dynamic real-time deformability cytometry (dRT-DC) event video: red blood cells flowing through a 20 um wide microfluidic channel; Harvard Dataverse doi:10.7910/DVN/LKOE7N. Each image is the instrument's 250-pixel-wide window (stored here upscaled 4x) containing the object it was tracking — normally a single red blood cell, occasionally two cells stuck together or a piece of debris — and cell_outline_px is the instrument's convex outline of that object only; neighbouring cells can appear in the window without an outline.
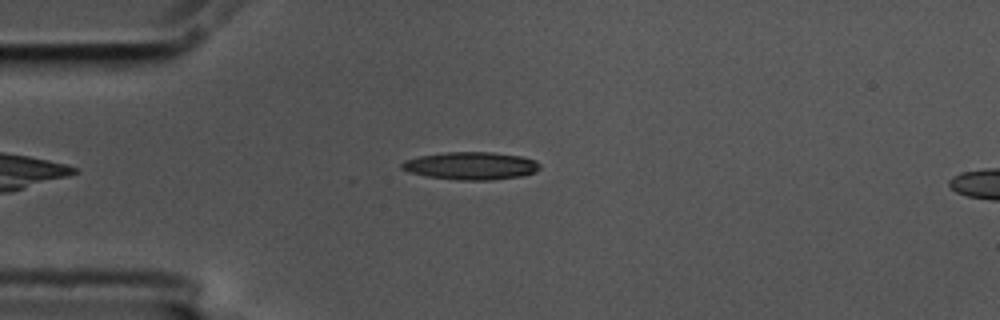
{"species": "common noctule bat (a hibernating species)", "species_latin": "Nyctalus noctula", "temperature_condition": "cold", "stored_images_in_passage": 47, "camera_frame_rate_fps": 3000, "um_per_image_px": 0.085, "animal": {"sex": "male", "body_mass_g": 17.5, "forearm_length_mm": 52.3}, "frame": {"image": 1, "passage_image": 4, "time_ms": 1.0, "image_size_px": [1000, 320], "cell_outline_px": [[540, 168], [536, 172], [520, 176], [492, 180], [460, 180], [428, 176], [408, 172], [400, 168], [400, 164], [404, 160], [420, 156], [448, 152], [492, 152], [520, 156], [536, 160], [540, 164]], "centroid_in_image_um": [40.03, 14.09], "position_along_channel_um": 45.0, "area_um2": 22.25}}
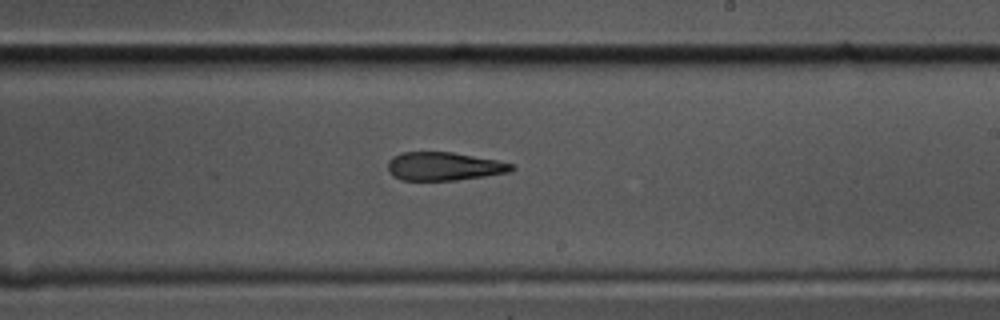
{"frame": {"image": 2, "passage_image": 23, "time_ms": 7.333, "image_size_px": [1000, 320], "cell_outline_px": [[516, 168], [508, 172], [484, 176], [456, 180], [400, 180], [392, 176], [388, 172], [388, 160], [392, 156], [400, 152], [452, 152], [496, 160], [516, 164]], "centroid_in_image_um": [37.71, 14.13], "position_along_channel_um": 251.3, "area_um2": 20.58}}
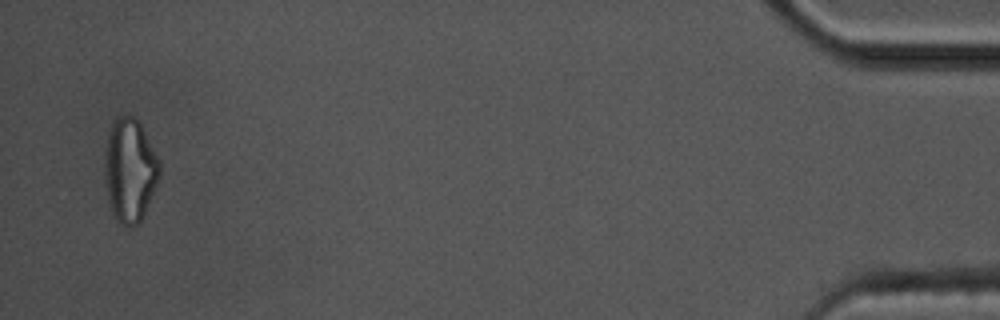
{"frame": {"image": 3, "passage_image": 45, "time_ms": 14.667, "image_size_px": [1000, 320], "cell_outline_px": [[160, 176], [156, 188], [144, 216], [140, 224], [128, 228], [120, 224], [112, 216], [108, 200], [104, 180], [104, 156], [108, 132], [112, 120], [116, 116], [128, 112], [136, 116], [160, 164]], "centroid_in_image_um": [11.0, 14.48], "position_along_channel_um": 424.2, "area_um2": 34.04}, "authors_computed_cell_mechanics": {"area_um2": 22.1952, "velocity_mm_per_s": 3.525, "shape_relaxation_time_tau1_ms": null, "shape_relaxation_time_tau2_ms": 10.7872, "deformation_change_tau1": null, "deformation_change_tau2": 0.2701}}